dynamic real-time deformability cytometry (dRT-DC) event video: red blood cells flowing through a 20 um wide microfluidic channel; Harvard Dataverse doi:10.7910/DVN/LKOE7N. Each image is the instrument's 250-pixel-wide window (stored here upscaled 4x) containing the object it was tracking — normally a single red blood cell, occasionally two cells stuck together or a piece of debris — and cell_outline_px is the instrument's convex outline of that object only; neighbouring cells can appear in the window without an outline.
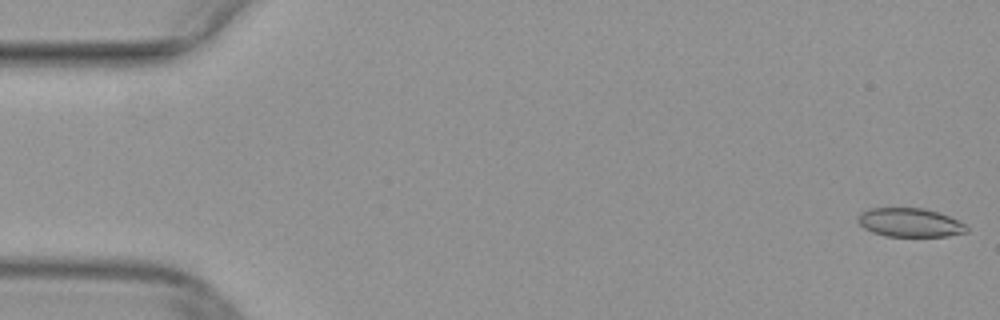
{"species": "common noctule bat (a hibernating species)", "species_latin": "Nyctalus noctula", "temperature_condition": "warm", "stored_images_in_passage": 50, "camera_frame_rate_fps": 3000, "um_per_image_px": 0.085, "animal": {"sex": "female", "body_mass_g": 29.2, "forearm_length_mm": 56.3}, "frame": {"image": 1, "passage_image": 1, "time_ms": 0.0, "image_size_px": [1000, 320], "cell_outline_px": [[968, 232], [948, 236], [884, 236], [872, 232], [864, 228], [856, 220], [860, 212], [868, 208], [924, 208], [948, 216], [964, 224], [968, 228]], "centroid_in_image_um": [77.3, 18.92], "position_along_channel_um": 7.7, "area_um2": 18.21}}
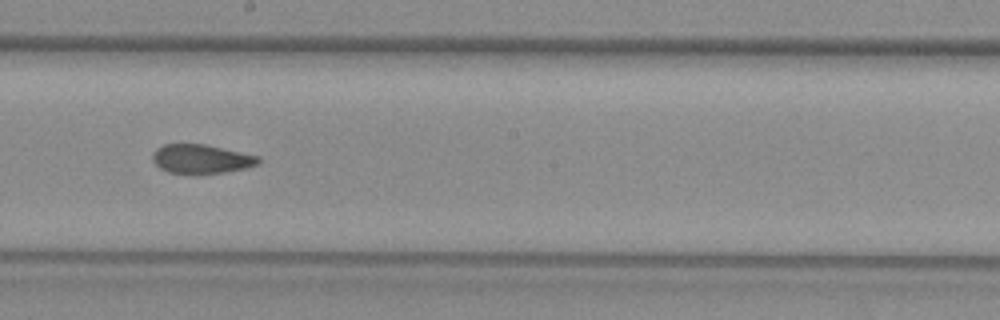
{"frame": {"image": 2, "passage_image": 28, "time_ms": 9.0, "image_size_px": [1000, 320], "cell_outline_px": [[260, 164], [244, 168], [224, 172], [196, 176], [168, 172], [160, 168], [152, 160], [152, 152], [156, 148], [164, 144], [204, 144], [260, 156]], "centroid_in_image_um": [17.08, 13.54], "position_along_channel_um": 231.1, "area_um2": 18.38}}
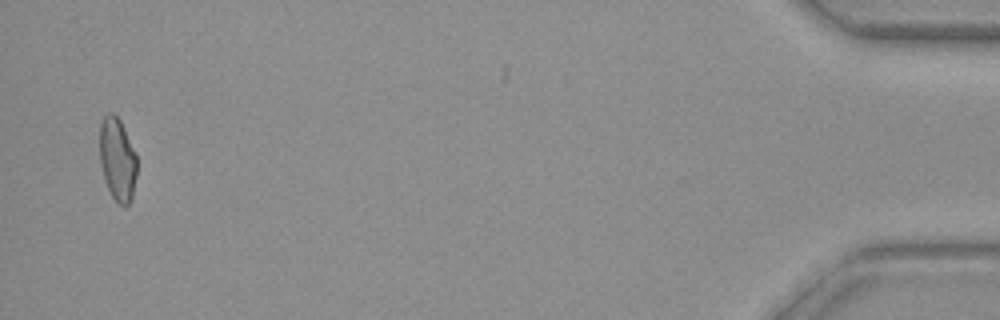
{"frame": {"image": 3, "passage_image": 49, "time_ms": 16.0, "image_size_px": [1000, 320], "cell_outline_px": [[136, 176], [132, 200], [124, 208], [112, 196], [104, 180], [100, 164], [100, 120], [108, 112], [112, 112], [120, 120], [124, 128], [136, 156]], "centroid_in_image_um": [9.97, 13.55], "position_along_channel_um": 425.2, "area_um2": 18.03}}